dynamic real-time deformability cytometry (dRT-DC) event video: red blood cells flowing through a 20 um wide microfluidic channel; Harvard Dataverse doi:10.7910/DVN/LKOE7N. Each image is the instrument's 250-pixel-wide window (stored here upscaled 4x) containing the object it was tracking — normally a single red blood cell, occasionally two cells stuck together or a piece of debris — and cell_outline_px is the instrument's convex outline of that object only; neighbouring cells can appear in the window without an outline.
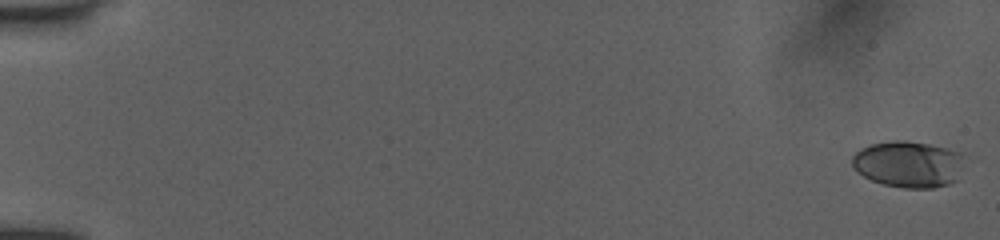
{"species": "human", "species_latin": "Homo sapiens", "temperature_condition": "room temperature", "stored_images_in_passage": 40, "camera_frame_rate_fps": 3000, "um_per_image_px": 0.085, "donor": {"sex": "female"}, "frame": {"image": 1, "passage_image": 1, "time_ms": 0.0, "image_size_px": [1000, 240], "cell_outline_px": [[964, 152], [956, 180], [948, 184], [932, 188], [904, 188], [884, 184], [872, 180], [856, 172], [852, 168], [852, 156], [860, 148], [872, 144], [892, 140], [904, 140], [928, 144], [948, 148]], "centroid_in_image_um": [77.18, 13.94], "position_along_channel_um": 7.8, "area_um2": 30.4}}
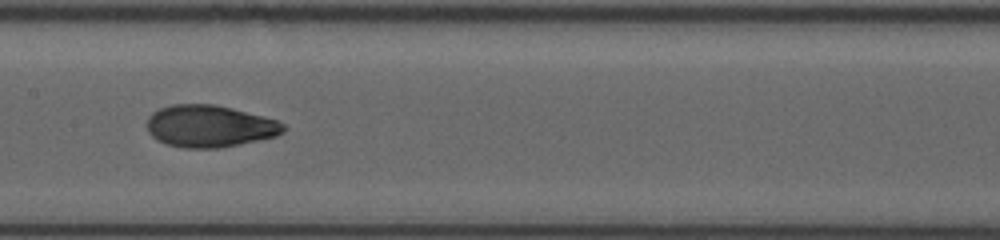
{"frame": {"image": 2, "passage_image": 22, "time_ms": 9.333, "image_size_px": [1000, 240], "cell_outline_px": [[288, 128], [284, 132], [276, 136], [220, 148], [180, 148], [168, 144], [152, 136], [148, 132], [148, 116], [152, 112], [160, 108], [172, 104], [212, 104], [232, 108], [276, 120], [284, 124]], "centroid_in_image_um": [17.82, 10.72], "position_along_channel_um": 189.6, "area_um2": 33.29}}
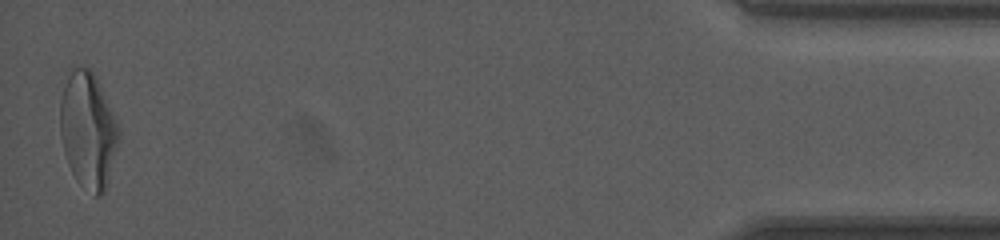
{"frame": {"image": 3, "passage_image": 40, "time_ms": 17.333, "image_size_px": [1000, 240], "cell_outline_px": [[120, 140], [104, 192], [100, 196], [96, 196], [80, 184], [72, 172], [68, 164], [64, 152], [60, 136], [60, 104], [64, 88], [68, 76], [72, 68], [88, 68], [92, 72], [100, 84], [120, 128]], "centroid_in_image_um": [7.5, 11.09], "position_along_channel_um": 427.7, "area_um2": 39.36}, "authors_computed_cell_mechanics": {"area_um2": 32.9171, "velocity_mm_per_s": 3.9732, "shape_relaxation_time_tau1_ms": 4.9746, "shape_relaxation_time_tau2_ms": 1.4411, "deformation_change_tau1": 0.1839, "deformation_change_tau2": 0.0657}}